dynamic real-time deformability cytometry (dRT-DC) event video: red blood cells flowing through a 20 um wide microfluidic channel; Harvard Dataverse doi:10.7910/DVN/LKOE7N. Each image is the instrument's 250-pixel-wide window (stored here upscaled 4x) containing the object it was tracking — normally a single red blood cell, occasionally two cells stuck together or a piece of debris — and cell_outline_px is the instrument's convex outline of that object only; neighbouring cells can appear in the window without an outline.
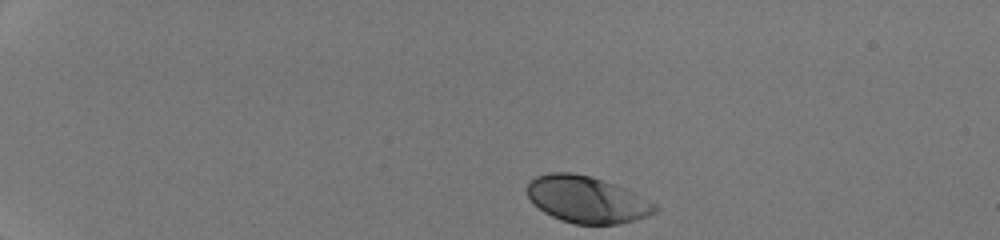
{"species": "human", "species_latin": "Homo sapiens", "temperature_condition": "room temperature", "stored_images_in_passage": 36, "camera_frame_rate_fps": 3000, "um_per_image_px": 0.085, "donor": {"sex": "male"}, "frame": {"image": 1, "passage_image": 1, "time_ms": 0.0, "image_size_px": [1000, 240], "cell_outline_px": [[660, 208], [656, 212], [648, 216], [636, 220], [616, 224], [572, 224], [560, 220], [544, 212], [528, 196], [528, 184], [536, 176], [548, 172], [572, 172], [592, 176], [604, 180], [624, 188], [656, 204]], "centroid_in_image_um": [49.9, 16.96], "position_along_channel_um": 35.1, "area_um2": 34.68}}
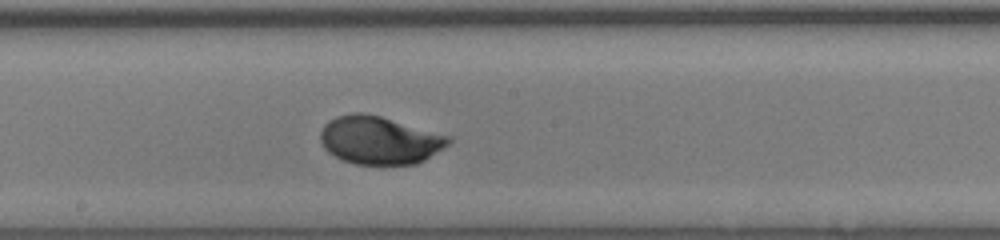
{"frame": {"image": 2, "passage_image": 21, "time_ms": 6.667, "image_size_px": [1000, 240], "cell_outline_px": [[452, 140], [444, 148], [424, 160], [416, 164], [356, 164], [344, 160], [328, 152], [324, 148], [320, 140], [320, 132], [324, 124], [328, 120], [336, 116], [356, 112], [360, 112], [380, 116], [452, 136]], "centroid_in_image_um": [32.26, 11.91], "position_along_channel_um": 215.9, "area_um2": 35.84}}
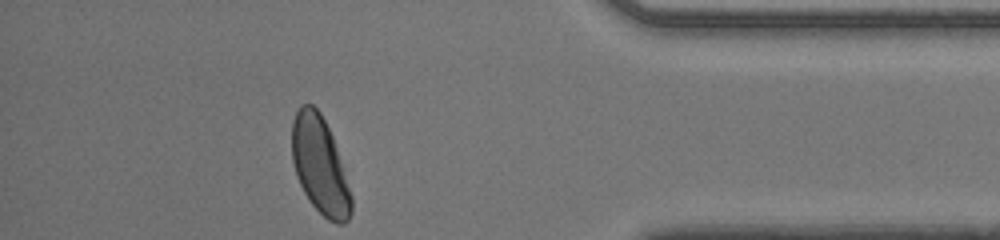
{"frame": {"image": 3, "passage_image": 36, "time_ms": 11.667, "image_size_px": [1000, 240], "cell_outline_px": [[352, 212], [348, 220], [344, 224], [336, 224], [328, 220], [308, 200], [296, 176], [292, 160], [292, 120], [300, 104], [312, 104], [320, 112], [332, 136], [352, 196]], "centroid_in_image_um": [27.18, 14.07], "position_along_channel_um": 408.0, "area_um2": 33.47}, "authors_computed_cell_mechanics": {"area_um2": 35.3158, "velocity_mm_per_s": 4.2822, "shape_relaxation_time_tau1_ms": 2.1013, "shape_relaxation_time_tau2_ms": null, "deformation_change_tau1": 0.1389, "deformation_change_tau2": null}}